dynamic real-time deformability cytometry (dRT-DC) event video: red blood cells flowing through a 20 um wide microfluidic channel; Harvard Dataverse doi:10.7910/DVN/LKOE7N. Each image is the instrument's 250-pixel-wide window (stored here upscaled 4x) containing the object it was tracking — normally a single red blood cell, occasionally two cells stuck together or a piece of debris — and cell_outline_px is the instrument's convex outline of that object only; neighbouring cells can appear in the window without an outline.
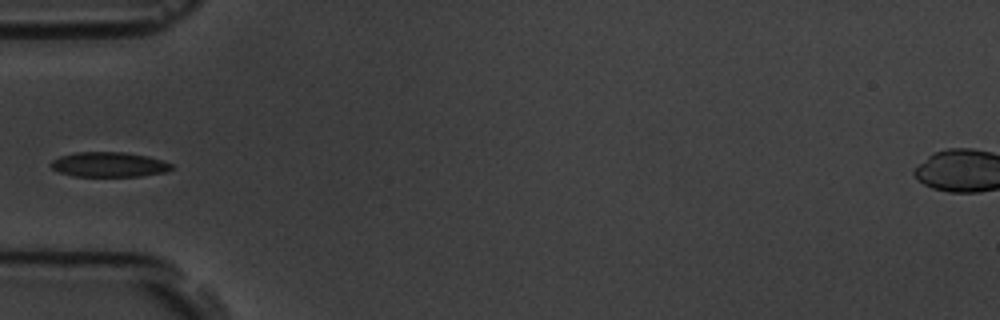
{"species": "common noctule bat (a hibernating species)", "species_latin": "Nyctalus noctula", "temperature_condition": "room temperature", "stored_images_in_passage": 6, "segment_of_instrument_passage": [2, 2], "camera_frame_rate_fps": 3000, "um_per_image_px": 0.085, "animal": {"sex": "male", "body_mass_g": 19.5, "forearm_length_mm": 54.6}, "frame": {"image": 1, "passage_image": 6, "time_ms": 5.667, "image_size_px": [1000, 320], "cell_outline_px": [[172, 168], [168, 172], [140, 176], [72, 176], [60, 172], [52, 168], [52, 160], [60, 156], [76, 152], [124, 152], [148, 156], [172, 164]], "centroid_in_image_um": [9.28, 13.98], "position_along_channel_um": 75.7, "area_um2": 17.4}}